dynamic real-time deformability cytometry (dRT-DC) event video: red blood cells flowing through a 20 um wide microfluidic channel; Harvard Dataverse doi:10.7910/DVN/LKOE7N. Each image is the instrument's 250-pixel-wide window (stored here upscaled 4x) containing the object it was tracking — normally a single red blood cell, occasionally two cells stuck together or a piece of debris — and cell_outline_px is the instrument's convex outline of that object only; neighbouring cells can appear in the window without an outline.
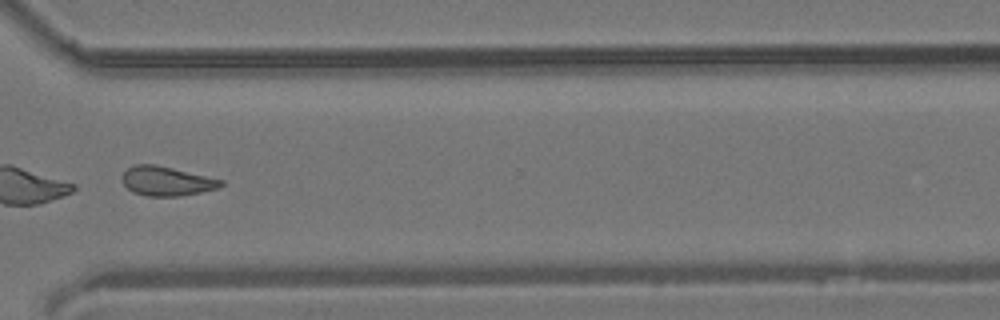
{"species": "common noctule bat (a hibernating species)", "species_latin": "Nyctalus noctula", "temperature_condition": "room temperature", "stored_images_in_passage": 40, "camera_frame_rate_fps": 3000, "um_per_image_px": 0.085, "animal": {"sex": "male", "body_mass_g": 19.2, "forearm_length_mm": 51.8}, "frame": {"image": 1, "passage_image": 29, "time_ms": 9.333, "image_size_px": [1000, 320], "cell_outline_px": [[224, 184], [216, 188], [200, 192], [180, 196], [148, 196], [132, 192], [120, 180], [120, 176], [128, 168], [136, 164], [156, 164], [224, 180]], "centroid_in_image_um": [14.12, 15.39], "position_along_channel_um": 356.5, "area_um2": 16.88}}